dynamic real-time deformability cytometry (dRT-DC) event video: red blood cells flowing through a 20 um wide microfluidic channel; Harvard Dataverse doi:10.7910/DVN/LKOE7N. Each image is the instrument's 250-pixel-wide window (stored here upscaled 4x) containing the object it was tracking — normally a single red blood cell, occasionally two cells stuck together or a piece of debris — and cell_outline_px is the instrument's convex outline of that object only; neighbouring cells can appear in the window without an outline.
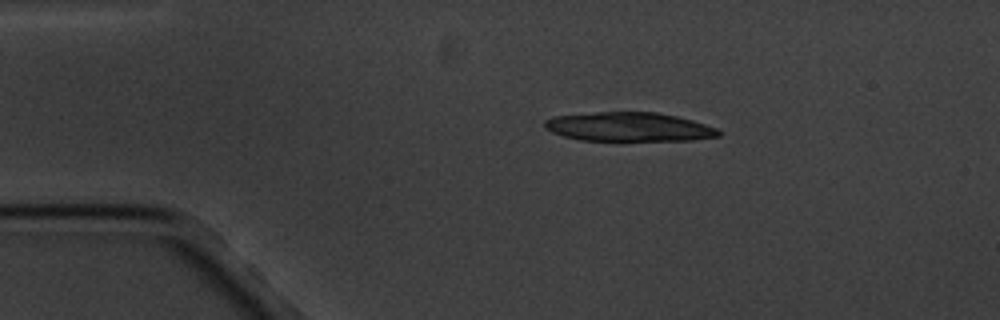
{"species": "common noctule bat (a hibernating species)", "species_latin": "Nyctalus noctula", "temperature_condition": "cold", "stored_images_in_passage": 3, "camera_frame_rate_fps": 3000, "um_per_image_px": 0.085, "animal": {"sex": "male", "body_mass_g": 20.1, "forearm_length_mm": 53.5}, "frame": {"image": 1, "passage_image": 1, "time_ms": 0.0, "image_size_px": [1000, 320], "cell_outline_px": [[720, 136], [692, 140], [580, 140], [564, 136], [552, 132], [544, 128], [544, 120], [552, 116], [596, 112], [656, 112], [676, 116], [692, 120], [720, 128]], "centroid_in_image_um": [53.46, 10.78], "position_along_channel_um": 31.5, "area_um2": 29.48}}